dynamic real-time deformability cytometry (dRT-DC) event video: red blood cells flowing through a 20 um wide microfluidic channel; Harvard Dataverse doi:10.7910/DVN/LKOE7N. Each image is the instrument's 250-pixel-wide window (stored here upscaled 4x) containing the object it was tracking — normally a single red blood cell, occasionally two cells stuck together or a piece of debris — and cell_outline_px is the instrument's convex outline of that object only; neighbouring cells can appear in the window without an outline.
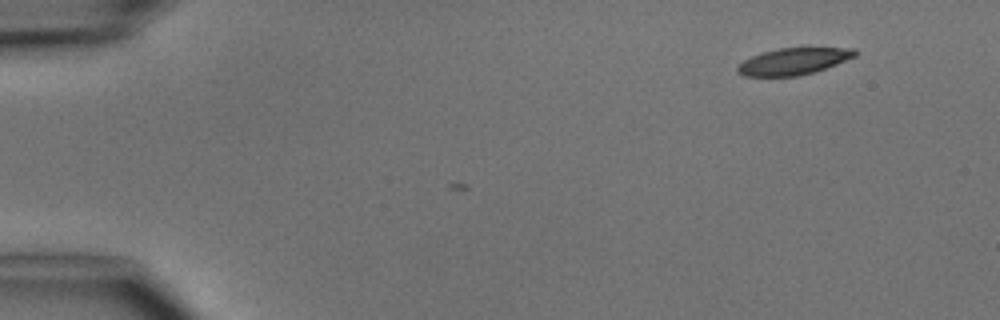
{"species": "common noctule bat (a hibernating species)", "species_latin": "Nyctalus noctula", "temperature_condition": "cold", "stored_images_in_passage": 3, "camera_frame_rate_fps": 3000, "um_per_image_px": 0.085, "animal": {"sex": "male", "body_mass_g": 15.6}, "frame": {"image": 1, "passage_image": 3, "time_ms": 2.333, "image_size_px": [1000, 320], "cell_outline_px": [[856, 56], [836, 64], [800, 76], [744, 76], [736, 72], [736, 68], [744, 60], [752, 56], [776, 48], [856, 48]], "centroid_in_image_um": [67.43, 5.21], "position_along_channel_um": 17.6, "area_um2": 18.09}}